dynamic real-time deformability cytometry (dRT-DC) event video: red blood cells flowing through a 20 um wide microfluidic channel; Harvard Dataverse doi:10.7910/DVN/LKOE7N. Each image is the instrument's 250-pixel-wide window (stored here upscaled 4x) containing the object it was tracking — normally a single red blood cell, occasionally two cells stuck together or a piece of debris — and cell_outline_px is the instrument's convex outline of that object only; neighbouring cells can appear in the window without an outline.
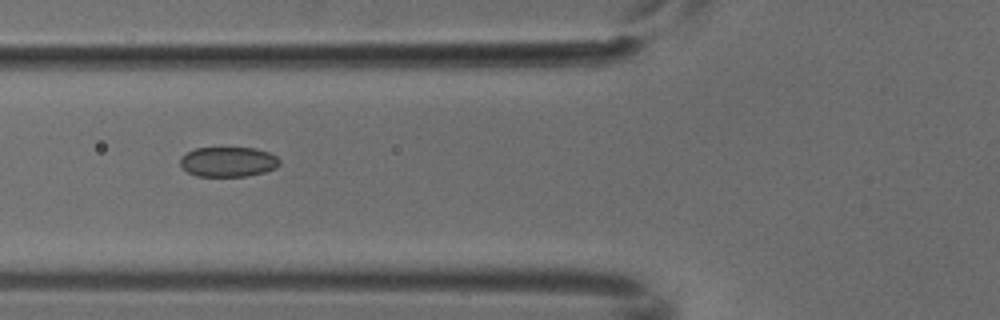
{"species": "common noctule bat (a hibernating species)", "species_latin": "Nyctalus noctula", "temperature_condition": "cold", "stored_images_in_passage": 5, "camera_frame_rate_fps": 3000, "um_per_image_px": 0.085, "animal": {"sex": "male", "body_mass_g": 18.8}, "frame": {"image": 1, "passage_image": 2, "time_ms": 0.333, "image_size_px": [1000, 320], "cell_outline_px": [[280, 164], [276, 168], [264, 172], [248, 176], [196, 176], [188, 172], [180, 164], [180, 156], [196, 148], [256, 148], [268, 152], [276, 156], [280, 160]], "centroid_in_image_um": [19.41, 13.75], "position_along_channel_um": 106.4, "area_um2": 17.34}}
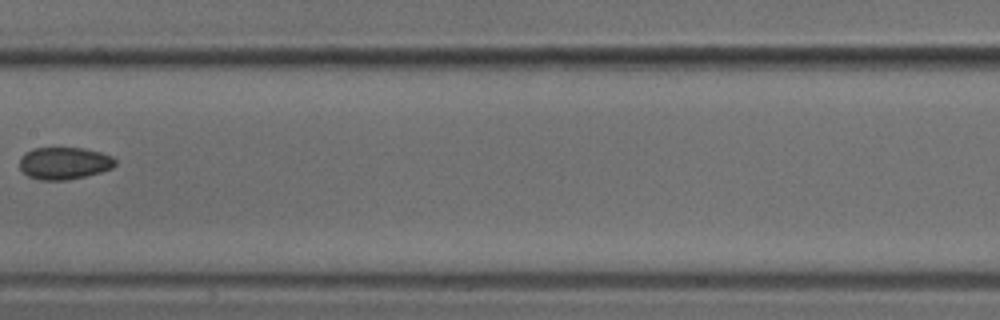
{"frame": {"image": 2, "passage_image": 4, "time_ms": 1.0, "image_size_px": [1000, 320], "cell_outline_px": [[116, 164], [112, 168], [100, 172], [68, 180], [40, 180], [28, 176], [20, 168], [20, 156], [24, 152], [32, 148], [84, 148], [100, 152], [112, 156], [116, 160]], "centroid_in_image_um": [5.44, 13.86], "position_along_channel_um": 202.0, "area_um2": 18.03}}
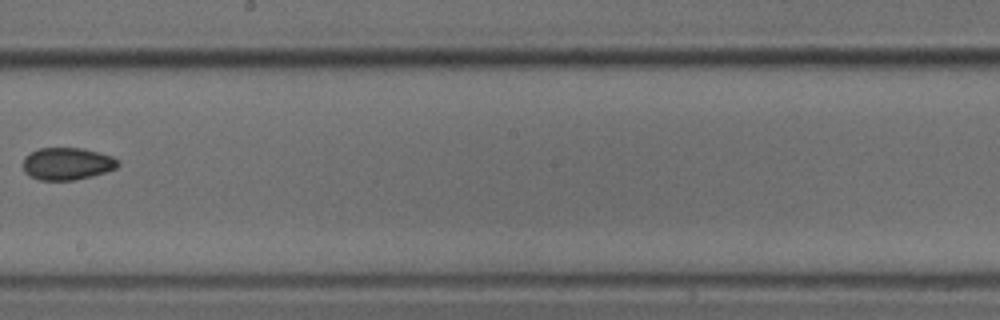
{"frame": {"image": 3, "passage_image": 5, "time_ms": 1.333, "image_size_px": [1000, 320], "cell_outline_px": [[120, 164], [116, 168], [92, 176], [72, 180], [40, 180], [28, 176], [24, 172], [24, 156], [40, 148], [84, 148], [100, 152], [112, 156], [120, 160]], "centroid_in_image_um": [5.72, 13.91], "position_along_channel_um": 242.5, "area_um2": 17.98}}